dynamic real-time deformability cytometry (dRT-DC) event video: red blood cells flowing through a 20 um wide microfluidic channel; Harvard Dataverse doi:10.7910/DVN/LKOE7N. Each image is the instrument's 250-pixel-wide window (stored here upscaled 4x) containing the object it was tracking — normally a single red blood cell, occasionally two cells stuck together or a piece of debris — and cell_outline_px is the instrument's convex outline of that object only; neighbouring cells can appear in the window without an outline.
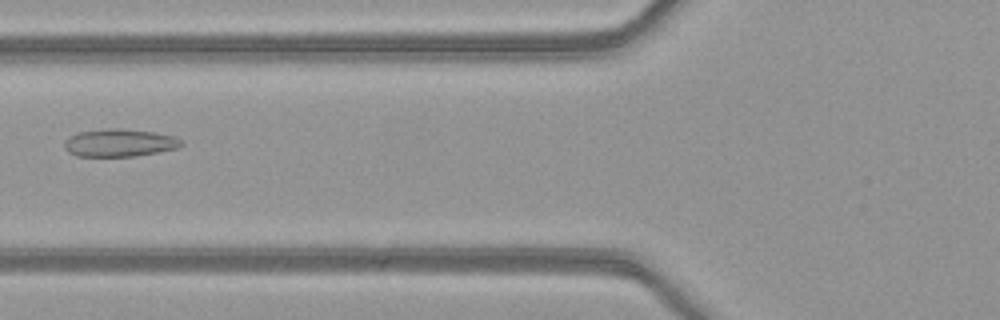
{"species": "common noctule bat (a hibernating species)", "species_latin": "Nyctalus noctula", "temperature_condition": "warm", "stored_images_in_passage": 7, "camera_frame_rate_fps": 3000, "um_per_image_px": 0.085, "animal": {"sex": "female", "body_mass_g": 21.9}, "frame": {"image": 1, "passage_image": 6, "time_ms": 1.667, "image_size_px": [1000, 320], "cell_outline_px": [[184, 144], [176, 148], [156, 152], [132, 156], [76, 156], [68, 152], [64, 148], [64, 140], [80, 132], [108, 128], [124, 128], [152, 132], [176, 136]], "centroid_in_image_um": [10.14, 12.13], "position_along_channel_um": 115.7, "area_um2": 18.73}}
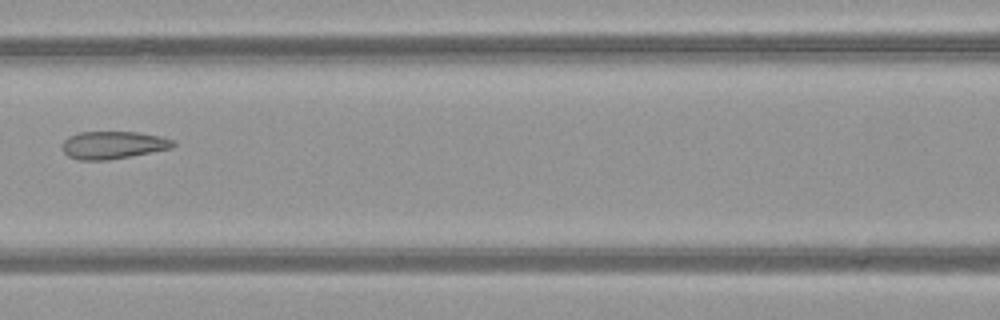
{"frame": {"image": 2, "passage_image": 7, "time_ms": 2.0, "image_size_px": [1000, 320], "cell_outline_px": [[176, 144], [172, 148], [132, 156], [108, 160], [76, 160], [68, 156], [64, 152], [60, 144], [68, 136], [80, 132], [136, 132], [160, 136], [172, 140]], "centroid_in_image_um": [9.57, 12.33], "position_along_channel_um": 157.0, "area_um2": 17.98}}